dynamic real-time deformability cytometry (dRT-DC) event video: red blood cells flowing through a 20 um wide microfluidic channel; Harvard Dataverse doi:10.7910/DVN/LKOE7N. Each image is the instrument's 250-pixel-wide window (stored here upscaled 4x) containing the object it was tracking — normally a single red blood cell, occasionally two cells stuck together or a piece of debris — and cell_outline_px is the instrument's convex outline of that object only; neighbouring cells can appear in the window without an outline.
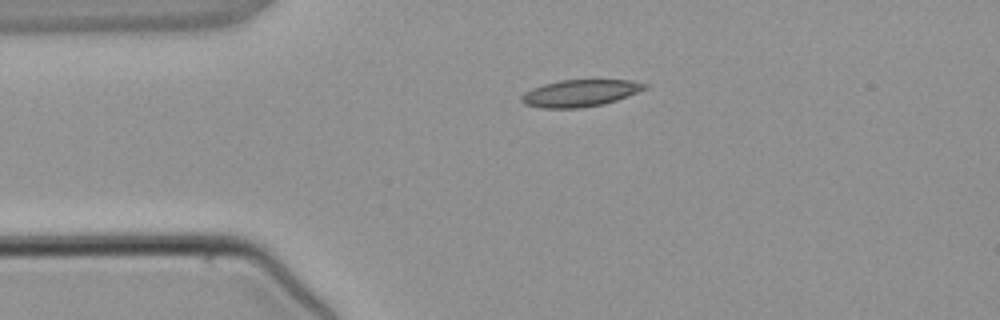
{"species": "common noctule bat (a hibernating species)", "species_latin": "Nyctalus noctula", "temperature_condition": "warm", "stored_images_in_passage": 2, "camera_frame_rate_fps": 3000, "um_per_image_px": 0.085, "animal": {"sex": "male", "body_mass_g": 21.5, "forearm_length_mm": 52.0}, "frame": {"image": 1, "passage_image": 1, "time_ms": 0.0, "image_size_px": [1000, 320], "cell_outline_px": [[648, 88], [616, 100], [604, 104], [580, 108], [544, 108], [524, 104], [520, 100], [520, 96], [524, 92], [532, 88], [544, 84], [560, 80], [628, 80], [648, 84]], "centroid_in_image_um": [49.28, 7.92], "position_along_channel_um": 35.7, "area_um2": 19.31}}